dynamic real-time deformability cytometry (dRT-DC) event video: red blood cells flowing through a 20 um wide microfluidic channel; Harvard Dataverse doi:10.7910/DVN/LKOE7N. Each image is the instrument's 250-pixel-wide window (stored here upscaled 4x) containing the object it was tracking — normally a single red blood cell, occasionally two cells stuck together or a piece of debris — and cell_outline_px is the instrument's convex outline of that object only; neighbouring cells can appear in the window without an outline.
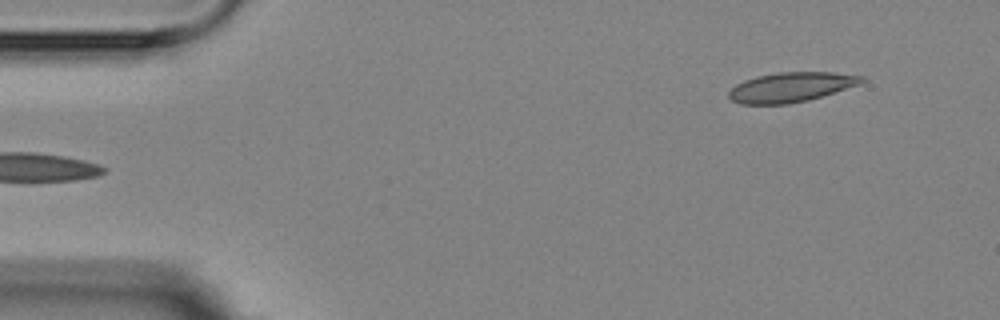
{"species": "Egyptian fruit bat (a non-hibernating species)", "species_latin": "Rousettus aegyptiacus", "temperature_condition": "room temperature", "stored_images_in_passage": 5, "segment_of_instrument_passage": [2, 2], "camera_frame_rate_fps": 3000, "um_per_image_px": 0.085, "animal": {"sex": "female"}, "frame": {"image": 1, "passage_image": 5, "time_ms": 4.333, "image_size_px": [1000, 320], "cell_outline_px": [[868, 80], [860, 84], [808, 100], [788, 104], [740, 104], [732, 100], [728, 96], [728, 92], [736, 84], [744, 80], [756, 76], [776, 72], [832, 72], [864, 76]], "centroid_in_image_um": [67.24, 7.4], "position_along_channel_um": 17.8, "area_um2": 23.06}}